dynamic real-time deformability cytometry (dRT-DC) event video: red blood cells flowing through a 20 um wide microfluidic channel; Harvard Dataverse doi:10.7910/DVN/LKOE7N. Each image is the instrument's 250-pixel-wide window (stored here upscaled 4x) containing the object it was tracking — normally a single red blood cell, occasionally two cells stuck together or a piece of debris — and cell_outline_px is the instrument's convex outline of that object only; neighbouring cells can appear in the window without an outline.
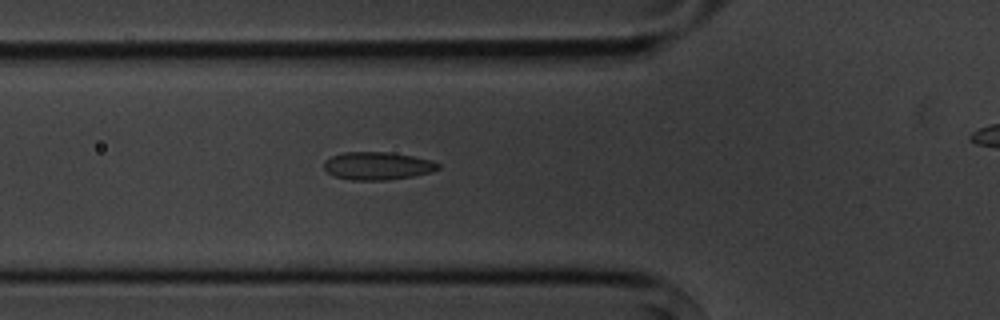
{"species": "common noctule bat (a hibernating species)", "species_latin": "Nyctalus noctula", "temperature_condition": "cold", "stored_images_in_passage": 3, "segment_of_instrument_passage": [1, 2], "camera_frame_rate_fps": 3000, "um_per_image_px": 0.085, "animal": {"sex": "male", "body_mass_g": 20.1, "forearm_length_mm": 53.5}, "frame": {"image": 1, "passage_image": 2, "time_ms": 1.0, "image_size_px": [1000, 320], "cell_outline_px": [[440, 168], [432, 172], [412, 176], [388, 180], [352, 180], [332, 176], [324, 168], [324, 160], [332, 156], [344, 152], [388, 152], [412, 156], [432, 160], [440, 164]], "centroid_in_image_um": [32.08, 14.1], "position_along_channel_um": 93.7, "area_um2": 18.61}}